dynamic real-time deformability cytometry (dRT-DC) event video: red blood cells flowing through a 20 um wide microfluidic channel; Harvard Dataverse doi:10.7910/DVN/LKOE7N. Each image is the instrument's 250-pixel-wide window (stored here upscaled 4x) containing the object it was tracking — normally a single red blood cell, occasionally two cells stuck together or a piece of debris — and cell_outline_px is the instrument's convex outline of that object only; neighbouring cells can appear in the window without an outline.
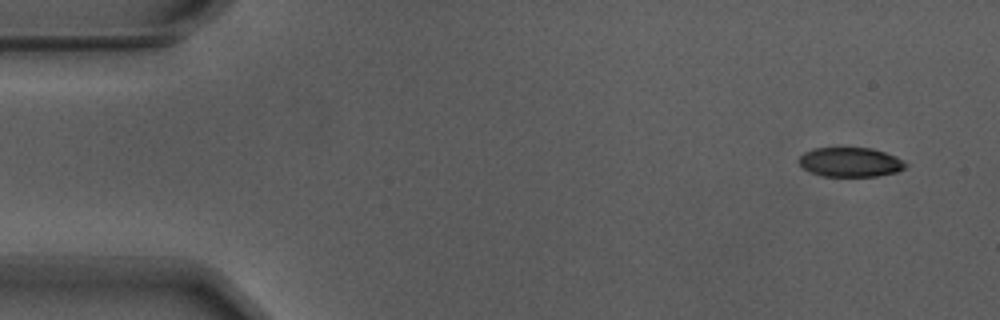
{"species": "Egyptian fruit bat (a non-hibernating species)", "species_latin": "Rousettus aegyptiacus", "temperature_condition": "warm", "stored_images_in_passage": 53, "camera_frame_rate_fps": 3000, "um_per_image_px": 0.085, "animal": {"sex": "male"}, "frame": {"image": 1, "passage_image": 1, "time_ms": 0.0, "image_size_px": [1000, 320], "cell_outline_px": [[908, 164], [904, 168], [896, 172], [876, 176], [820, 176], [804, 168], [796, 160], [804, 152], [816, 148], [872, 148], [896, 156], [904, 160]], "centroid_in_image_um": [72.28, 13.78], "position_along_channel_um": 12.7, "area_um2": 18.26}}
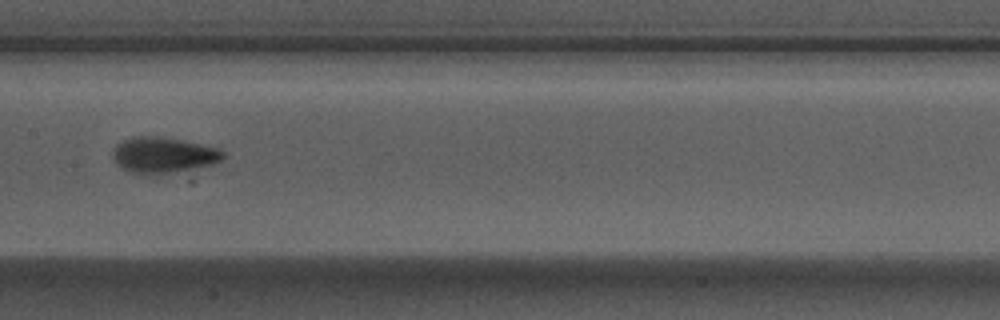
{"frame": {"image": 2, "passage_image": 25, "time_ms": 8.0, "image_size_px": [1000, 320], "cell_outline_px": [[224, 156], [220, 160], [212, 164], [176, 172], [156, 176], [144, 176], [128, 172], [116, 164], [112, 156], [112, 148], [116, 144], [132, 136], [156, 136], [180, 140], [200, 144], [216, 148], [224, 152]], "centroid_in_image_um": [13.79, 13.21], "position_along_channel_um": 193.6, "area_um2": 23.35}}
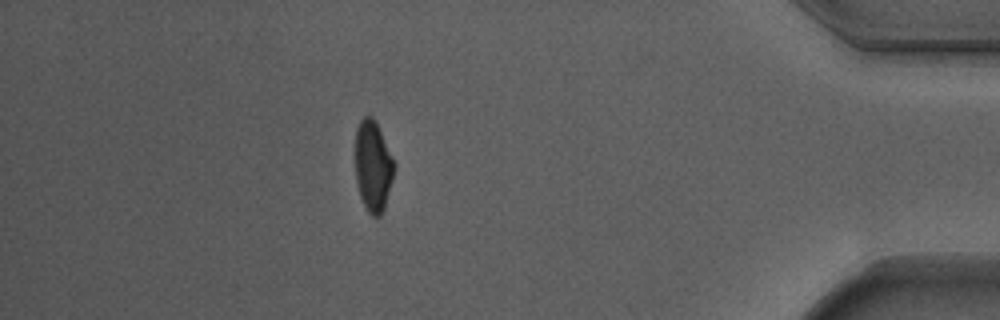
{"frame": {"image": 3, "passage_image": 46, "time_ms": 15.0, "image_size_px": [1000, 320], "cell_outline_px": [[396, 164], [384, 208], [380, 216], [376, 220], [368, 212], [360, 196], [356, 180], [356, 128], [360, 120], [364, 116], [372, 116], [376, 120]], "centroid_in_image_um": [31.71, 14.1], "position_along_channel_um": 403.5, "area_um2": 20.63}, "authors_computed_cell_mechanics": {"area_um2": 21.0392, "velocity_mm_per_s": 3.7119, "shape_relaxation_time_tau1_ms": 3.2737, "shape_relaxation_time_tau2_ms": 1.4515, "deformation_change_tau1": 0.1574, "deformation_change_tau2": 0.0514}}